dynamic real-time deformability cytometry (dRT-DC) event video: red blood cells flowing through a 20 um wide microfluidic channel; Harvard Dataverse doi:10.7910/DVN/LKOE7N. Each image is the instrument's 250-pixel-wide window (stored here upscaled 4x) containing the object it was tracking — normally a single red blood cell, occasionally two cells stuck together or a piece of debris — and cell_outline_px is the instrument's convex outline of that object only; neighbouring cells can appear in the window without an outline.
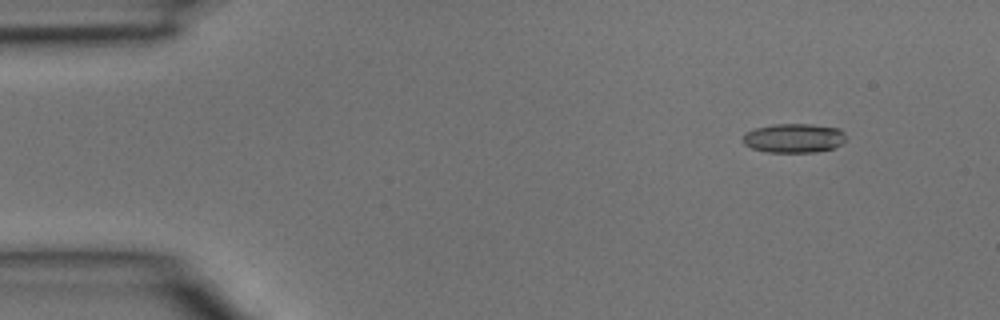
{"species": "common noctule bat (a hibernating species)", "species_latin": "Nyctalus noctula", "temperature_condition": "room temperature", "stored_images_in_passage": 4, "camera_frame_rate_fps": 3000, "um_per_image_px": 0.085, "animal": {"sex": "male", "body_mass_g": 15.6}, "frame": {"image": 1, "passage_image": 2, "time_ms": 0.333, "image_size_px": [1000, 320], "cell_outline_px": [[844, 140], [840, 144], [832, 148], [816, 152], [768, 152], [752, 148], [744, 144], [740, 140], [744, 132], [756, 128], [772, 124], [812, 124], [840, 128], [844, 132]], "centroid_in_image_um": [67.43, 11.73], "position_along_channel_um": 17.6, "area_um2": 17.63}}
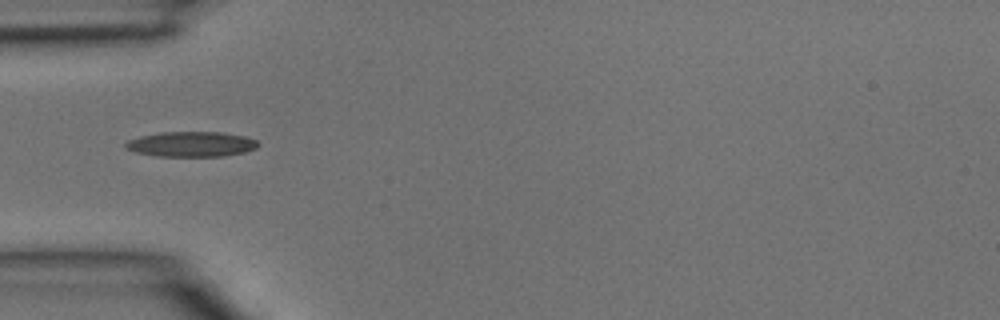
{"frame": {"image": 2, "passage_image": 4, "time_ms": 1.0, "image_size_px": [1000, 320], "cell_outline_px": [[260, 144], [256, 148], [244, 152], [224, 156], [156, 156], [136, 152], [124, 148], [124, 144], [128, 140], [140, 136], [160, 132], [220, 132], [244, 136], [256, 140]], "centroid_in_image_um": [16.24, 12.25], "position_along_channel_um": 68.8, "area_um2": 19.42}}